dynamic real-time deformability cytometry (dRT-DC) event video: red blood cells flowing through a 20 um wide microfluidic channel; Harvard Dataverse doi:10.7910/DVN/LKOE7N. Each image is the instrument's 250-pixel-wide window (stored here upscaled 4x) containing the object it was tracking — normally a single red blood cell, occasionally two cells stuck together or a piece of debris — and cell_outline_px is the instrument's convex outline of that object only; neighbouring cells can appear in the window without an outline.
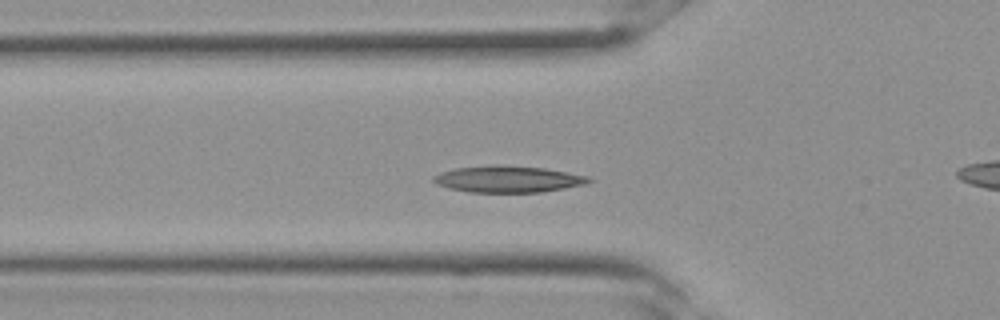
{"species": "Egyptian fruit bat (a non-hibernating species)", "species_latin": "Rousettus aegyptiacus", "temperature_condition": "room temperature", "stored_images_in_passage": 19, "camera_frame_rate_fps": 3000, "um_per_image_px": 0.085, "frame": {"image": 1, "passage_image": 2, "time_ms": 0.333, "image_size_px": [1000, 320], "cell_outline_px": [[596, 180], [584, 184], [564, 188], [540, 192], [468, 192], [448, 188], [436, 184], [432, 180], [432, 176], [440, 172], [456, 168], [496, 164], [544, 168], [568, 172], [588, 176]], "centroid_in_image_um": [43.16, 15.22], "position_along_channel_um": 82.6, "area_um2": 24.16}}
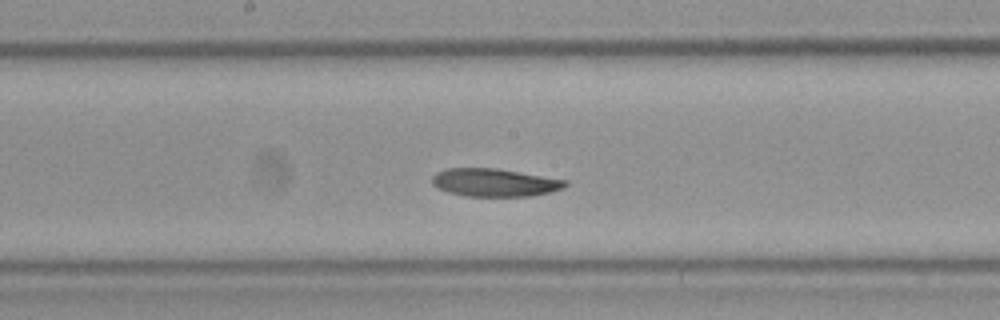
{"frame": {"image": 2, "passage_image": 8, "time_ms": 2.333, "image_size_px": [1000, 320], "cell_outline_px": [[568, 184], [564, 188], [548, 192], [528, 196], [464, 196], [448, 192], [436, 188], [432, 184], [432, 176], [436, 172], [444, 168], [496, 168], [568, 180]], "centroid_in_image_um": [42.0, 15.51], "position_along_channel_um": 206.2, "area_um2": 21.79}}
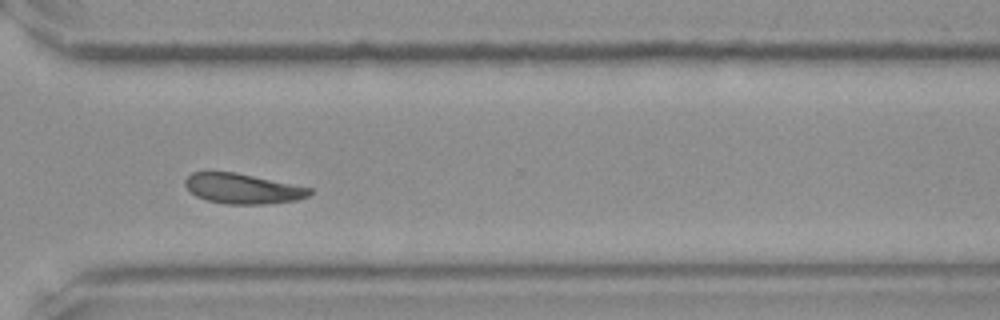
{"frame": {"image": 3, "passage_image": 15, "time_ms": 4.667, "image_size_px": [1000, 320], "cell_outline_px": [[312, 192], [308, 196], [296, 200], [260, 204], [224, 204], [208, 200], [196, 196], [184, 184], [184, 180], [192, 172], [236, 172], [312, 188]], "centroid_in_image_um": [20.62, 16.03], "position_along_channel_um": 350.0, "area_um2": 21.68}}